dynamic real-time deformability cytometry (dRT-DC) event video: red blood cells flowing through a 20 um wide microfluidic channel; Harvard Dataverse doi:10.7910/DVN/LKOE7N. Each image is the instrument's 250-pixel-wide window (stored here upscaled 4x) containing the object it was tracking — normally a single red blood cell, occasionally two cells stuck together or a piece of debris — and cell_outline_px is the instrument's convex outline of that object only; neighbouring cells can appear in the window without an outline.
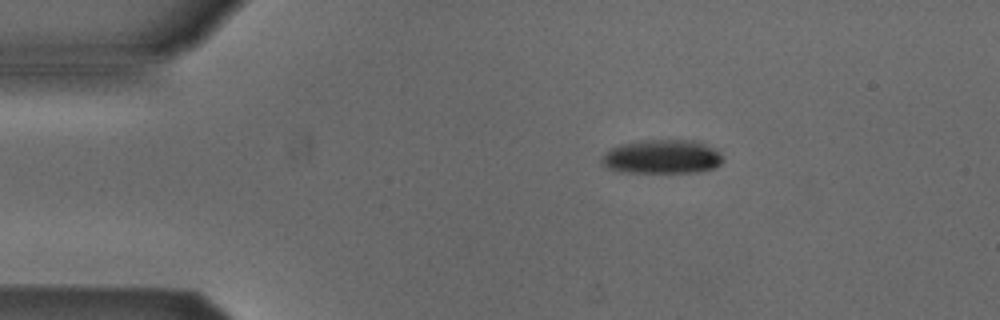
{"species": "Egyptian fruit bat (a non-hibernating species)", "species_latin": "Rousettus aegyptiacus", "temperature_condition": "cold", "stored_images_in_passage": 4, "camera_frame_rate_fps": 3000, "um_per_image_px": 0.085, "animal": {"sex": "male"}, "frame": {"image": 1, "passage_image": 1, "time_ms": 0.0, "image_size_px": [1000, 320], "cell_outline_px": [[724, 160], [720, 164], [712, 168], [700, 172], [616, 172], [600, 164], [600, 156], [608, 148], [620, 144], [640, 140], [696, 140], [720, 152]], "centroid_in_image_um": [56.19, 13.32], "position_along_channel_um": 28.8, "area_um2": 24.39}}
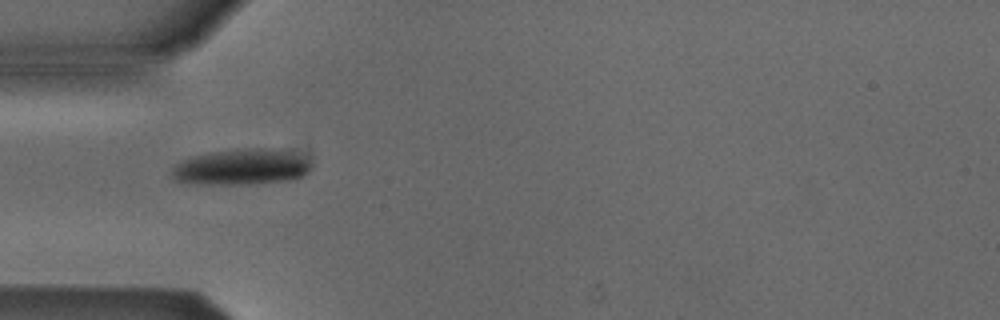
{"frame": {"image": 2, "passage_image": 3, "time_ms": 2.333, "image_size_px": [1000, 320], "cell_outline_px": [[312, 164], [308, 172], [304, 176], [292, 180], [252, 184], [192, 184], [172, 180], [172, 168], [176, 164], [192, 156], [208, 152], [248, 148], [280, 148], [308, 156]], "centroid_in_image_um": [20.59, 14.19], "position_along_channel_um": 64.4, "area_um2": 29.94}}
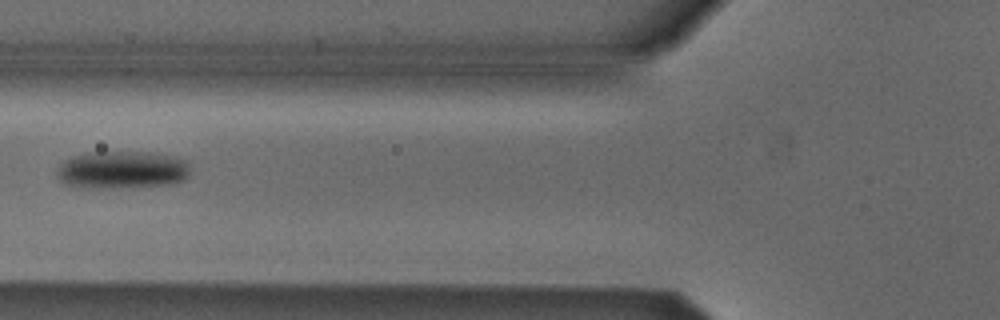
{"frame": {"image": 3, "passage_image": 4, "time_ms": 3.667, "image_size_px": [1000, 320], "cell_outline_px": [[188, 176], [184, 180], [172, 184], [112, 188], [88, 188], [64, 184], [60, 180], [60, 164], [64, 160], [72, 156], [92, 152], [152, 152], [176, 156], [188, 160]], "centroid_in_image_um": [10.43, 14.43], "position_along_channel_um": 115.4, "area_um2": 29.3}}